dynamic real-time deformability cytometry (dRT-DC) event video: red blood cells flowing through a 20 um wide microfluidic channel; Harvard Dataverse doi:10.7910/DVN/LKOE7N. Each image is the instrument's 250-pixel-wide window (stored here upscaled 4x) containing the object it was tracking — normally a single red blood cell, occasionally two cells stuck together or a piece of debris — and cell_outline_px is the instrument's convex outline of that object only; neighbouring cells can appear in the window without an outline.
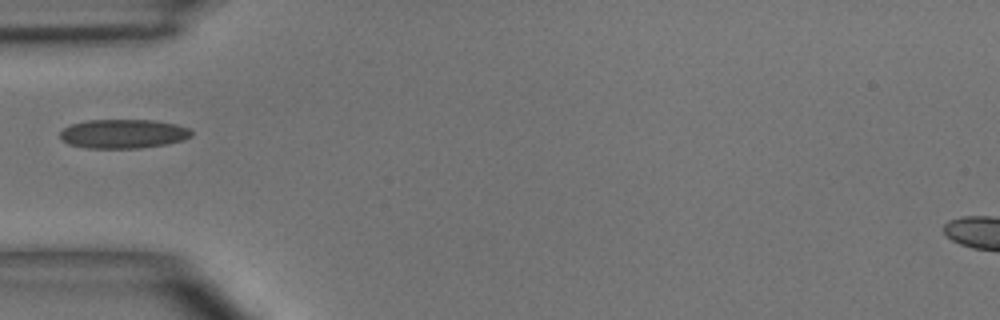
{"species": "common noctule bat (a hibernating species)", "species_latin": "Nyctalus noctula", "temperature_condition": "room temperature", "stored_images_in_passage": 1, "camera_frame_rate_fps": 3000, "um_per_image_px": 0.085, "animal": {"sex": "male", "body_mass_g": 15.6}, "frame": {"image": 1, "passage_image": 1, "time_ms": 0.0, "image_size_px": [1000, 320], "cell_outline_px": [[192, 136], [184, 140], [168, 144], [140, 148], [88, 148], [68, 144], [60, 140], [60, 132], [64, 128], [72, 124], [88, 120], [156, 120], [176, 124], [188, 128], [192, 132]], "centroid_in_image_um": [10.49, 11.37], "position_along_channel_um": 74.5, "area_um2": 22.43}}